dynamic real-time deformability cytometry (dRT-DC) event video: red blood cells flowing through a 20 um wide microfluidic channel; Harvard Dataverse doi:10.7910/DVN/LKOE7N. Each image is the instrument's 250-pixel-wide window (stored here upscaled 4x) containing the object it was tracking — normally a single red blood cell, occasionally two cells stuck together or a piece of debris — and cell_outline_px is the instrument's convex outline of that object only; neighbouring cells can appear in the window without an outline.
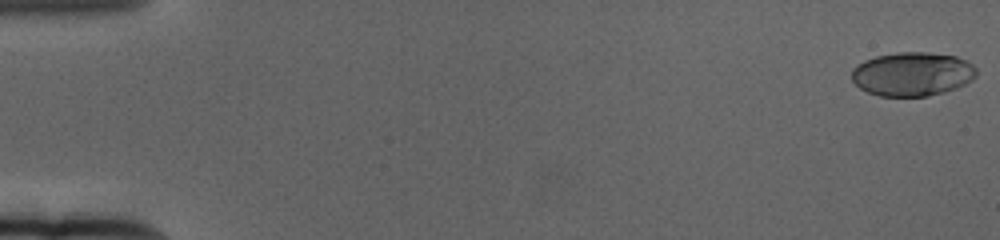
{"species": "human", "species_latin": "Homo sapiens", "temperature_condition": "cold", "stored_images_in_passage": 61, "camera_frame_rate_fps": 3000, "um_per_image_px": 0.085, "donor": {"sex": "female"}, "frame": {"image": 1, "passage_image": 1, "time_ms": 0.0, "image_size_px": [1000, 240], "cell_outline_px": [[976, 76], [972, 80], [956, 88], [944, 92], [928, 96], [880, 96], [868, 92], [860, 88], [852, 80], [852, 68], [856, 64], [864, 60], [876, 56], [896, 52], [924, 52], [956, 56], [968, 60], [976, 68]], "centroid_in_image_um": [77.55, 6.28], "position_along_channel_um": 7.5, "area_um2": 32.08}}
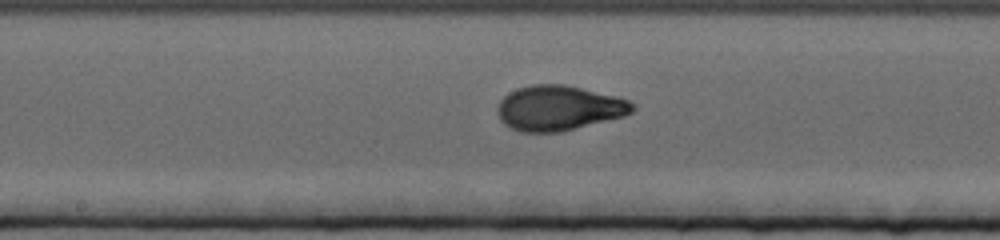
{"frame": {"image": 2, "passage_image": 33, "time_ms": 10.667, "image_size_px": [1000, 240], "cell_outline_px": [[636, 108], [632, 112], [624, 116], [560, 132], [520, 132], [504, 124], [500, 120], [496, 108], [500, 100], [508, 92], [516, 88], [532, 84], [564, 84], [616, 96], [628, 100], [636, 104]], "centroid_in_image_um": [47.48, 9.18], "position_along_channel_um": 200.7, "area_um2": 35.55}}
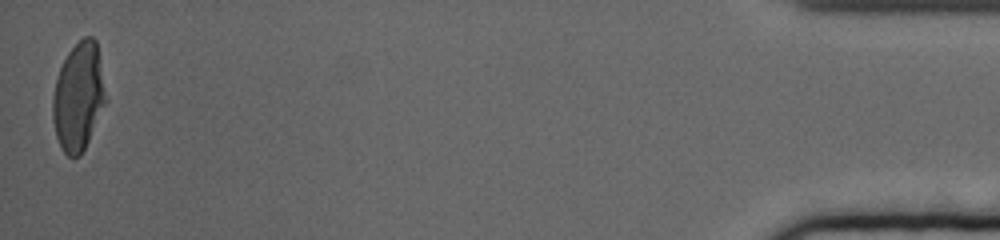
{"frame": {"image": 3, "passage_image": 61, "time_ms": 20.0, "image_size_px": [1000, 240], "cell_outline_px": [[108, 100], [80, 156], [68, 156], [64, 152], [56, 136], [52, 120], [52, 96], [56, 80], [60, 68], [68, 52], [84, 36], [92, 36], [96, 40]], "centroid_in_image_um": [6.68, 8.21], "position_along_channel_um": 428.5, "area_um2": 33.41}, "authors_computed_cell_mechanics": {"area_um2": 33.2928, "velocity_mm_per_s": 3.3513, "shape_relaxation_time_tau1_ms": 5.3222, "shape_relaxation_time_tau2_ms": 0.8332, "deformation_change_tau1": 0.2187, "deformation_change_tau2": 0.0516}}